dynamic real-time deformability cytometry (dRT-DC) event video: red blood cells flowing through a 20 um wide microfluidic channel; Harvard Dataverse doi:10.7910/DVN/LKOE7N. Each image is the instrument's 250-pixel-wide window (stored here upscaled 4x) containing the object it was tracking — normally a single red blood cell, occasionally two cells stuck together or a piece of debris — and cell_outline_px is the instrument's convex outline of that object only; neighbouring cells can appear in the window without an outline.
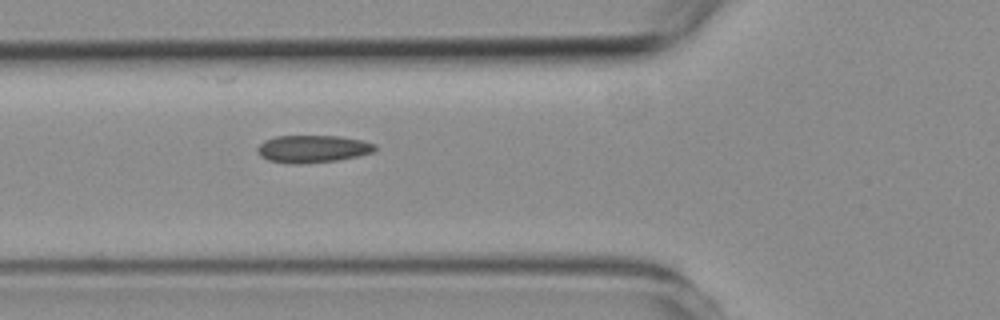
{"species": "common noctule bat (a hibernating species)", "species_latin": "Nyctalus noctula", "temperature_condition": "room temperature", "stored_images_in_passage": 7, "segment_of_instrument_passage": [1, 2], "camera_frame_rate_fps": 3000, "um_per_image_px": 0.085, "animal": {"sex": "female", "body_mass_g": 19.3, "forearm_length_mm": 54.1}, "frame": {"image": 1, "passage_image": 6, "time_ms": 5.667, "image_size_px": [1000, 320], "cell_outline_px": [[376, 148], [372, 152], [356, 156], [336, 160], [304, 164], [288, 164], [268, 160], [260, 156], [256, 152], [256, 148], [264, 140], [276, 136], [340, 136], [360, 140], [376, 144]], "centroid_in_image_um": [26.51, 12.66], "position_along_channel_um": 99.3, "area_um2": 18.84}}